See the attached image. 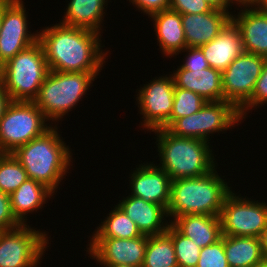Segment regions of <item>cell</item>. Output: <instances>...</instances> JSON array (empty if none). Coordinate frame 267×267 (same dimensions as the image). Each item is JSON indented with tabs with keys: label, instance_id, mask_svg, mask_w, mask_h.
Listing matches in <instances>:
<instances>
[{
	"label": "cell",
	"instance_id": "obj_1",
	"mask_svg": "<svg viewBox=\"0 0 267 267\" xmlns=\"http://www.w3.org/2000/svg\"><path fill=\"white\" fill-rule=\"evenodd\" d=\"M101 36L93 30L56 23L38 32V42L50 71L100 73L108 57V51L101 48Z\"/></svg>",
	"mask_w": 267,
	"mask_h": 267
},
{
	"label": "cell",
	"instance_id": "obj_2",
	"mask_svg": "<svg viewBox=\"0 0 267 267\" xmlns=\"http://www.w3.org/2000/svg\"><path fill=\"white\" fill-rule=\"evenodd\" d=\"M57 128L56 125H51L41 136L12 153L25 169L28 178L41 182L55 194L61 180L69 173L73 159L70 147L62 141Z\"/></svg>",
	"mask_w": 267,
	"mask_h": 267
},
{
	"label": "cell",
	"instance_id": "obj_3",
	"mask_svg": "<svg viewBox=\"0 0 267 267\" xmlns=\"http://www.w3.org/2000/svg\"><path fill=\"white\" fill-rule=\"evenodd\" d=\"M160 163L172 180L206 175L215 169L216 161L210 142L196 138L177 137L167 129L152 130Z\"/></svg>",
	"mask_w": 267,
	"mask_h": 267
},
{
	"label": "cell",
	"instance_id": "obj_4",
	"mask_svg": "<svg viewBox=\"0 0 267 267\" xmlns=\"http://www.w3.org/2000/svg\"><path fill=\"white\" fill-rule=\"evenodd\" d=\"M216 169L199 177L172 180L169 222L187 214L220 216L225 197L232 190Z\"/></svg>",
	"mask_w": 267,
	"mask_h": 267
},
{
	"label": "cell",
	"instance_id": "obj_5",
	"mask_svg": "<svg viewBox=\"0 0 267 267\" xmlns=\"http://www.w3.org/2000/svg\"><path fill=\"white\" fill-rule=\"evenodd\" d=\"M99 73L49 71L33 103L45 118L57 122L75 109L83 95L94 85ZM91 86V87H90Z\"/></svg>",
	"mask_w": 267,
	"mask_h": 267
},
{
	"label": "cell",
	"instance_id": "obj_6",
	"mask_svg": "<svg viewBox=\"0 0 267 267\" xmlns=\"http://www.w3.org/2000/svg\"><path fill=\"white\" fill-rule=\"evenodd\" d=\"M42 45L37 41L0 67V77L11 101L33 102L49 73Z\"/></svg>",
	"mask_w": 267,
	"mask_h": 267
},
{
	"label": "cell",
	"instance_id": "obj_7",
	"mask_svg": "<svg viewBox=\"0 0 267 267\" xmlns=\"http://www.w3.org/2000/svg\"><path fill=\"white\" fill-rule=\"evenodd\" d=\"M47 121L33 102L12 101L0 120V153H13L41 136L51 127Z\"/></svg>",
	"mask_w": 267,
	"mask_h": 267
},
{
	"label": "cell",
	"instance_id": "obj_8",
	"mask_svg": "<svg viewBox=\"0 0 267 267\" xmlns=\"http://www.w3.org/2000/svg\"><path fill=\"white\" fill-rule=\"evenodd\" d=\"M241 121L239 110L232 103L208 101L198 112L177 119L167 130L177 137L209 142L210 134L227 131Z\"/></svg>",
	"mask_w": 267,
	"mask_h": 267
},
{
	"label": "cell",
	"instance_id": "obj_9",
	"mask_svg": "<svg viewBox=\"0 0 267 267\" xmlns=\"http://www.w3.org/2000/svg\"><path fill=\"white\" fill-rule=\"evenodd\" d=\"M47 233L28 224L0 231V267H37L49 247Z\"/></svg>",
	"mask_w": 267,
	"mask_h": 267
},
{
	"label": "cell",
	"instance_id": "obj_10",
	"mask_svg": "<svg viewBox=\"0 0 267 267\" xmlns=\"http://www.w3.org/2000/svg\"><path fill=\"white\" fill-rule=\"evenodd\" d=\"M233 192L225 197L219 216L222 235L260 238L267 226V203Z\"/></svg>",
	"mask_w": 267,
	"mask_h": 267
},
{
	"label": "cell",
	"instance_id": "obj_11",
	"mask_svg": "<svg viewBox=\"0 0 267 267\" xmlns=\"http://www.w3.org/2000/svg\"><path fill=\"white\" fill-rule=\"evenodd\" d=\"M266 57L249 52L239 55L223 72V100L238 110L251 98Z\"/></svg>",
	"mask_w": 267,
	"mask_h": 267
},
{
	"label": "cell",
	"instance_id": "obj_12",
	"mask_svg": "<svg viewBox=\"0 0 267 267\" xmlns=\"http://www.w3.org/2000/svg\"><path fill=\"white\" fill-rule=\"evenodd\" d=\"M22 0H7L2 5L0 28V67L19 52L38 41L28 30V15Z\"/></svg>",
	"mask_w": 267,
	"mask_h": 267
},
{
	"label": "cell",
	"instance_id": "obj_13",
	"mask_svg": "<svg viewBox=\"0 0 267 267\" xmlns=\"http://www.w3.org/2000/svg\"><path fill=\"white\" fill-rule=\"evenodd\" d=\"M157 78V79H156ZM175 84L172 75L159 76L144 84L136 95L137 105L143 117V130L161 128L170 118L174 102Z\"/></svg>",
	"mask_w": 267,
	"mask_h": 267
},
{
	"label": "cell",
	"instance_id": "obj_14",
	"mask_svg": "<svg viewBox=\"0 0 267 267\" xmlns=\"http://www.w3.org/2000/svg\"><path fill=\"white\" fill-rule=\"evenodd\" d=\"M148 242L147 235L137 238H91L87 252L99 265L142 267Z\"/></svg>",
	"mask_w": 267,
	"mask_h": 267
},
{
	"label": "cell",
	"instance_id": "obj_15",
	"mask_svg": "<svg viewBox=\"0 0 267 267\" xmlns=\"http://www.w3.org/2000/svg\"><path fill=\"white\" fill-rule=\"evenodd\" d=\"M143 164L130 174L131 195L161 205L167 210L171 199L172 179L157 163Z\"/></svg>",
	"mask_w": 267,
	"mask_h": 267
},
{
	"label": "cell",
	"instance_id": "obj_16",
	"mask_svg": "<svg viewBox=\"0 0 267 267\" xmlns=\"http://www.w3.org/2000/svg\"><path fill=\"white\" fill-rule=\"evenodd\" d=\"M232 20V12L214 8L201 14H181L187 47H200L212 41Z\"/></svg>",
	"mask_w": 267,
	"mask_h": 267
},
{
	"label": "cell",
	"instance_id": "obj_17",
	"mask_svg": "<svg viewBox=\"0 0 267 267\" xmlns=\"http://www.w3.org/2000/svg\"><path fill=\"white\" fill-rule=\"evenodd\" d=\"M117 206L136 224L143 235L162 234L167 231L171 223L166 220L167 210L163 206L130 194L119 200Z\"/></svg>",
	"mask_w": 267,
	"mask_h": 267
},
{
	"label": "cell",
	"instance_id": "obj_18",
	"mask_svg": "<svg viewBox=\"0 0 267 267\" xmlns=\"http://www.w3.org/2000/svg\"><path fill=\"white\" fill-rule=\"evenodd\" d=\"M200 48L209 66L220 72L244 52L241 32L232 20L218 36Z\"/></svg>",
	"mask_w": 267,
	"mask_h": 267
},
{
	"label": "cell",
	"instance_id": "obj_19",
	"mask_svg": "<svg viewBox=\"0 0 267 267\" xmlns=\"http://www.w3.org/2000/svg\"><path fill=\"white\" fill-rule=\"evenodd\" d=\"M243 9L232 14V21L241 32L244 51L267 57V13L257 7Z\"/></svg>",
	"mask_w": 267,
	"mask_h": 267
},
{
	"label": "cell",
	"instance_id": "obj_20",
	"mask_svg": "<svg viewBox=\"0 0 267 267\" xmlns=\"http://www.w3.org/2000/svg\"><path fill=\"white\" fill-rule=\"evenodd\" d=\"M171 75L175 87L195 92L207 102L223 100L222 72L212 67L186 70L178 66Z\"/></svg>",
	"mask_w": 267,
	"mask_h": 267
},
{
	"label": "cell",
	"instance_id": "obj_21",
	"mask_svg": "<svg viewBox=\"0 0 267 267\" xmlns=\"http://www.w3.org/2000/svg\"><path fill=\"white\" fill-rule=\"evenodd\" d=\"M149 17L154 22V31L161 53L168 58L179 55L187 47L181 14L169 8L153 13Z\"/></svg>",
	"mask_w": 267,
	"mask_h": 267
},
{
	"label": "cell",
	"instance_id": "obj_22",
	"mask_svg": "<svg viewBox=\"0 0 267 267\" xmlns=\"http://www.w3.org/2000/svg\"><path fill=\"white\" fill-rule=\"evenodd\" d=\"M171 224L200 248L210 246L222 236L220 217L215 215H182L176 217Z\"/></svg>",
	"mask_w": 267,
	"mask_h": 267
},
{
	"label": "cell",
	"instance_id": "obj_23",
	"mask_svg": "<svg viewBox=\"0 0 267 267\" xmlns=\"http://www.w3.org/2000/svg\"><path fill=\"white\" fill-rule=\"evenodd\" d=\"M53 195L54 192L46 185L28 178L10 195L12 214L21 225H25V215L42 209L47 199Z\"/></svg>",
	"mask_w": 267,
	"mask_h": 267
},
{
	"label": "cell",
	"instance_id": "obj_24",
	"mask_svg": "<svg viewBox=\"0 0 267 267\" xmlns=\"http://www.w3.org/2000/svg\"><path fill=\"white\" fill-rule=\"evenodd\" d=\"M108 0H70L61 24L85 28L101 34Z\"/></svg>",
	"mask_w": 267,
	"mask_h": 267
},
{
	"label": "cell",
	"instance_id": "obj_25",
	"mask_svg": "<svg viewBox=\"0 0 267 267\" xmlns=\"http://www.w3.org/2000/svg\"><path fill=\"white\" fill-rule=\"evenodd\" d=\"M224 251L229 267H260L266 260L258 237L224 235Z\"/></svg>",
	"mask_w": 267,
	"mask_h": 267
},
{
	"label": "cell",
	"instance_id": "obj_26",
	"mask_svg": "<svg viewBox=\"0 0 267 267\" xmlns=\"http://www.w3.org/2000/svg\"><path fill=\"white\" fill-rule=\"evenodd\" d=\"M142 267H178L175 248L171 239V223L166 232L148 236Z\"/></svg>",
	"mask_w": 267,
	"mask_h": 267
},
{
	"label": "cell",
	"instance_id": "obj_27",
	"mask_svg": "<svg viewBox=\"0 0 267 267\" xmlns=\"http://www.w3.org/2000/svg\"><path fill=\"white\" fill-rule=\"evenodd\" d=\"M95 229L91 238L131 239L141 236L136 224L117 205Z\"/></svg>",
	"mask_w": 267,
	"mask_h": 267
},
{
	"label": "cell",
	"instance_id": "obj_28",
	"mask_svg": "<svg viewBox=\"0 0 267 267\" xmlns=\"http://www.w3.org/2000/svg\"><path fill=\"white\" fill-rule=\"evenodd\" d=\"M28 179V175L12 153H0V191L11 195Z\"/></svg>",
	"mask_w": 267,
	"mask_h": 267
},
{
	"label": "cell",
	"instance_id": "obj_29",
	"mask_svg": "<svg viewBox=\"0 0 267 267\" xmlns=\"http://www.w3.org/2000/svg\"><path fill=\"white\" fill-rule=\"evenodd\" d=\"M206 102L195 92L175 87L171 116L161 128L168 129L177 119L198 112Z\"/></svg>",
	"mask_w": 267,
	"mask_h": 267
},
{
	"label": "cell",
	"instance_id": "obj_30",
	"mask_svg": "<svg viewBox=\"0 0 267 267\" xmlns=\"http://www.w3.org/2000/svg\"><path fill=\"white\" fill-rule=\"evenodd\" d=\"M171 239L178 267H196L201 248L193 240L181 234L172 224Z\"/></svg>",
	"mask_w": 267,
	"mask_h": 267
},
{
	"label": "cell",
	"instance_id": "obj_31",
	"mask_svg": "<svg viewBox=\"0 0 267 267\" xmlns=\"http://www.w3.org/2000/svg\"><path fill=\"white\" fill-rule=\"evenodd\" d=\"M196 267H229L224 251V235L210 246L201 248Z\"/></svg>",
	"mask_w": 267,
	"mask_h": 267
},
{
	"label": "cell",
	"instance_id": "obj_32",
	"mask_svg": "<svg viewBox=\"0 0 267 267\" xmlns=\"http://www.w3.org/2000/svg\"><path fill=\"white\" fill-rule=\"evenodd\" d=\"M267 104V57L264 62L260 76L257 79L251 98L239 109L240 116L245 119L249 110L257 109L259 106Z\"/></svg>",
	"mask_w": 267,
	"mask_h": 267
},
{
	"label": "cell",
	"instance_id": "obj_33",
	"mask_svg": "<svg viewBox=\"0 0 267 267\" xmlns=\"http://www.w3.org/2000/svg\"><path fill=\"white\" fill-rule=\"evenodd\" d=\"M169 8L180 14H201L214 9L206 0H170Z\"/></svg>",
	"mask_w": 267,
	"mask_h": 267
},
{
	"label": "cell",
	"instance_id": "obj_34",
	"mask_svg": "<svg viewBox=\"0 0 267 267\" xmlns=\"http://www.w3.org/2000/svg\"><path fill=\"white\" fill-rule=\"evenodd\" d=\"M20 225L12 214L10 195L0 191V231L11 230Z\"/></svg>",
	"mask_w": 267,
	"mask_h": 267
},
{
	"label": "cell",
	"instance_id": "obj_35",
	"mask_svg": "<svg viewBox=\"0 0 267 267\" xmlns=\"http://www.w3.org/2000/svg\"><path fill=\"white\" fill-rule=\"evenodd\" d=\"M186 52L184 63L180 65L186 70L205 69L210 67L200 47H186L182 50Z\"/></svg>",
	"mask_w": 267,
	"mask_h": 267
},
{
	"label": "cell",
	"instance_id": "obj_36",
	"mask_svg": "<svg viewBox=\"0 0 267 267\" xmlns=\"http://www.w3.org/2000/svg\"><path fill=\"white\" fill-rule=\"evenodd\" d=\"M129 2L147 16L169 9L170 5V0H129Z\"/></svg>",
	"mask_w": 267,
	"mask_h": 267
},
{
	"label": "cell",
	"instance_id": "obj_37",
	"mask_svg": "<svg viewBox=\"0 0 267 267\" xmlns=\"http://www.w3.org/2000/svg\"><path fill=\"white\" fill-rule=\"evenodd\" d=\"M11 98L7 93L5 86L0 77V120L3 117L8 105L11 103Z\"/></svg>",
	"mask_w": 267,
	"mask_h": 267
},
{
	"label": "cell",
	"instance_id": "obj_38",
	"mask_svg": "<svg viewBox=\"0 0 267 267\" xmlns=\"http://www.w3.org/2000/svg\"><path fill=\"white\" fill-rule=\"evenodd\" d=\"M206 1L210 3L214 8L223 11H228L229 8L232 6L229 0H206Z\"/></svg>",
	"mask_w": 267,
	"mask_h": 267
},
{
	"label": "cell",
	"instance_id": "obj_39",
	"mask_svg": "<svg viewBox=\"0 0 267 267\" xmlns=\"http://www.w3.org/2000/svg\"><path fill=\"white\" fill-rule=\"evenodd\" d=\"M230 3L238 4V7H257V5L260 3L261 0H229ZM234 2V3H233Z\"/></svg>",
	"mask_w": 267,
	"mask_h": 267
},
{
	"label": "cell",
	"instance_id": "obj_40",
	"mask_svg": "<svg viewBox=\"0 0 267 267\" xmlns=\"http://www.w3.org/2000/svg\"><path fill=\"white\" fill-rule=\"evenodd\" d=\"M260 242L265 259L267 260V226L260 236Z\"/></svg>",
	"mask_w": 267,
	"mask_h": 267
},
{
	"label": "cell",
	"instance_id": "obj_41",
	"mask_svg": "<svg viewBox=\"0 0 267 267\" xmlns=\"http://www.w3.org/2000/svg\"><path fill=\"white\" fill-rule=\"evenodd\" d=\"M257 8L260 11L267 13V0H261L260 3L257 5Z\"/></svg>",
	"mask_w": 267,
	"mask_h": 267
},
{
	"label": "cell",
	"instance_id": "obj_42",
	"mask_svg": "<svg viewBox=\"0 0 267 267\" xmlns=\"http://www.w3.org/2000/svg\"><path fill=\"white\" fill-rule=\"evenodd\" d=\"M101 267H132V266L117 264V265H101Z\"/></svg>",
	"mask_w": 267,
	"mask_h": 267
},
{
	"label": "cell",
	"instance_id": "obj_43",
	"mask_svg": "<svg viewBox=\"0 0 267 267\" xmlns=\"http://www.w3.org/2000/svg\"><path fill=\"white\" fill-rule=\"evenodd\" d=\"M7 0H0V28H1V10H2V5L6 2Z\"/></svg>",
	"mask_w": 267,
	"mask_h": 267
},
{
	"label": "cell",
	"instance_id": "obj_44",
	"mask_svg": "<svg viewBox=\"0 0 267 267\" xmlns=\"http://www.w3.org/2000/svg\"><path fill=\"white\" fill-rule=\"evenodd\" d=\"M260 267H267V260H265Z\"/></svg>",
	"mask_w": 267,
	"mask_h": 267
}]
</instances>
